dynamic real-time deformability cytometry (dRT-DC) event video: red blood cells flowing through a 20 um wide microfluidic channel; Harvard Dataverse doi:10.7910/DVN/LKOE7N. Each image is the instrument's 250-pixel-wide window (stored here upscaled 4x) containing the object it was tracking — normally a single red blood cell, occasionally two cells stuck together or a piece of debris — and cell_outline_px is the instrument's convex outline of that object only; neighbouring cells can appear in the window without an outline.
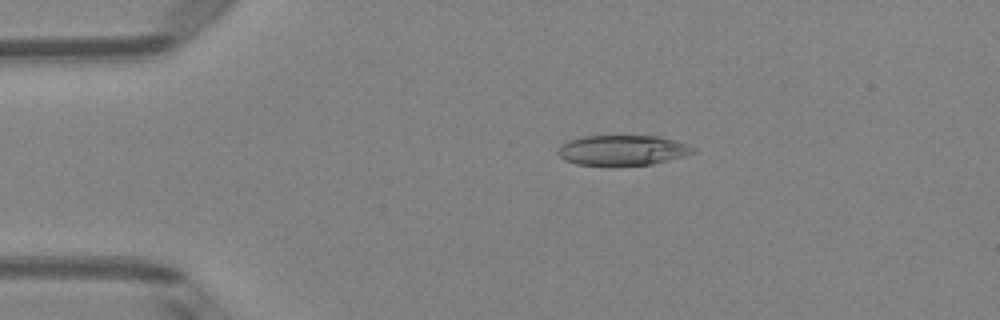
{"species": "Egyptian fruit bat (a non-hibernating species)", "species_latin": "Rousettus aegyptiacus", "temperature_condition": "room temperature", "stored_images_in_passage": 50, "camera_frame_rate_fps": 3000, "um_per_image_px": 0.085, "animal": {"sex": "female"}, "frame": {"image": 1, "passage_image": 10, "time_ms": 3.0, "image_size_px": [1000, 320], "cell_outline_px": [[696, 152], [684, 156], [652, 164], [616, 168], [576, 164], [564, 160], [556, 152], [568, 140], [584, 136], [660, 136], [676, 140], [688, 144], [696, 148]], "centroid_in_image_um": [52.93, 12.81], "position_along_channel_um": 32.1, "area_um2": 24.57}}
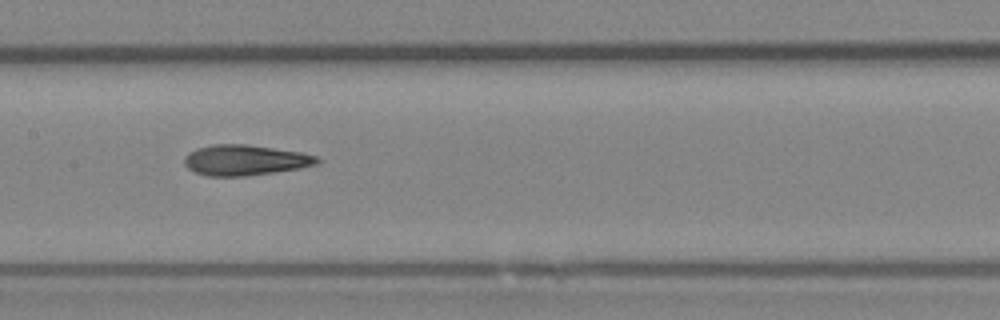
{"frame": {"image": 2, "passage_image": 25, "time_ms": 8.0, "image_size_px": [1000, 320], "cell_outline_px": [[320, 164], [300, 168], [244, 176], [208, 176], [196, 172], [188, 168], [184, 164], [184, 156], [188, 152], [196, 148], [212, 144], [248, 144], [300, 152], [316, 156], [320, 160]], "centroid_in_image_um": [20.81, 13.6], "position_along_channel_um": 186.6, "area_um2": 23.64}}
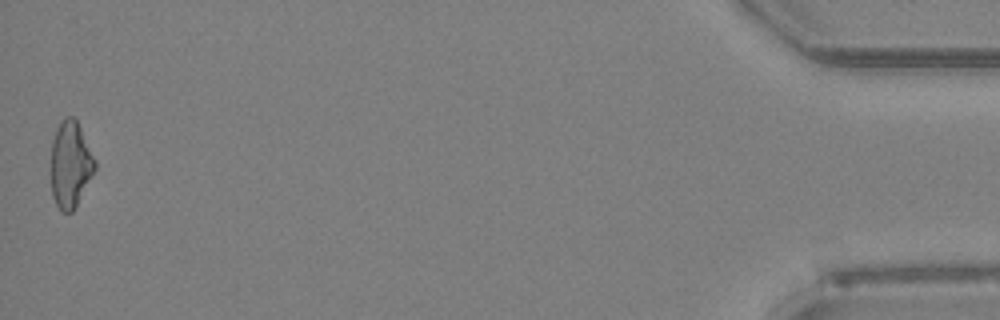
{"frame": {"image": 3, "passage_image": 50, "time_ms": 16.333, "image_size_px": [1000, 320], "cell_outline_px": [[96, 168], [72, 212], [60, 212], [52, 196], [52, 140], [56, 128], [60, 120], [64, 116], [72, 116], [76, 120], [96, 160]], "centroid_in_image_um": [5.98, 13.96], "position_along_channel_um": 429.2, "area_um2": 21.91}, "authors_computed_cell_mechanics": {"area_um2": 23.6691, "velocity_mm_per_s": 4.0392, "shape_relaxation_time_tau1_ms": 8.6369, "shape_relaxation_time_tau2_ms": 2.7287, "deformation_change_tau1": 0.2256, "deformation_change_tau2": 0.119}}